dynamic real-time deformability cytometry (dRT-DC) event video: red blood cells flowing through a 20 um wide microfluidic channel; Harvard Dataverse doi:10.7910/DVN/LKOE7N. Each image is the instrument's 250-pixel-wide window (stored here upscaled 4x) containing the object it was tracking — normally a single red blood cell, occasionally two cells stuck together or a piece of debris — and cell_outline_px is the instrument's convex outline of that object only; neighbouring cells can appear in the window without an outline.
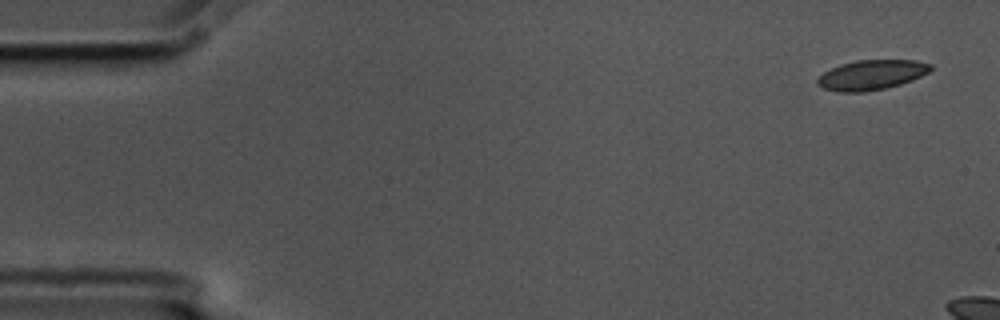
{"species": "common noctule bat (a hibernating species)", "species_latin": "Nyctalus noctula", "temperature_condition": "cold", "stored_images_in_passage": 8, "camera_frame_rate_fps": 3000, "um_per_image_px": 0.085, "animal": {"sex": "male", "body_mass_g": 17.5, "forearm_length_mm": 52.3}, "frame": {"image": 1, "passage_image": 1, "time_ms": 0.0, "image_size_px": [1000, 320], "cell_outline_px": [[932, 68], [928, 72], [912, 80], [900, 84], [884, 88], [864, 92], [840, 92], [824, 88], [816, 84], [816, 80], [824, 72], [840, 64], [856, 60], [916, 60], [932, 64]], "centroid_in_image_um": [74.07, 6.36], "position_along_channel_um": 10.9, "area_um2": 19.59}}